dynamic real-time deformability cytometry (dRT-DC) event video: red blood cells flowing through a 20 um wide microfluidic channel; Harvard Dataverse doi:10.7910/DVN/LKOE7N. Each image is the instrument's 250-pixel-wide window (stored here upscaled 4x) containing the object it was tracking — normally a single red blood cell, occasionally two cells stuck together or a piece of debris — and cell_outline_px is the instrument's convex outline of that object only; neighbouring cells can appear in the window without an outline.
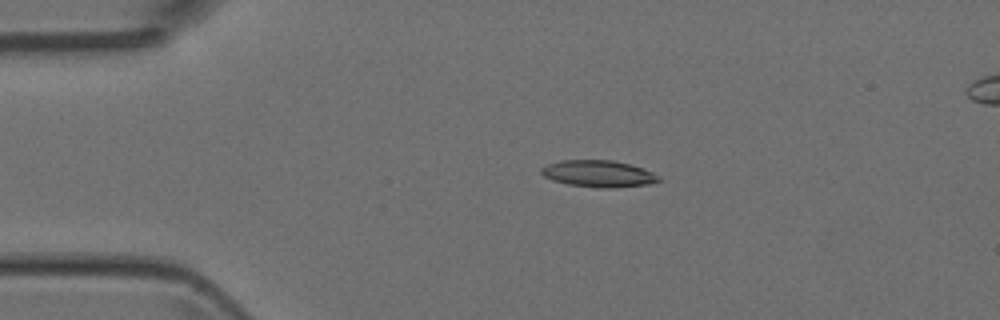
{"species": "Egyptian fruit bat (a non-hibernating species)", "species_latin": "Rousettus aegyptiacus", "temperature_condition": "room temperature", "stored_images_in_passage": 4, "camera_frame_rate_fps": 3000, "um_per_image_px": 0.085, "animal": {"sex": "female"}, "frame": {"image": 1, "passage_image": 2, "time_ms": 1.333, "image_size_px": [1000, 320], "cell_outline_px": [[660, 180], [648, 184], [616, 188], [604, 188], [568, 184], [552, 180], [544, 176], [540, 172], [540, 168], [548, 164], [560, 160], [612, 160], [644, 168], [660, 176]], "centroid_in_image_um": [50.86, 14.76], "position_along_channel_um": 34.1, "area_um2": 18.26}}